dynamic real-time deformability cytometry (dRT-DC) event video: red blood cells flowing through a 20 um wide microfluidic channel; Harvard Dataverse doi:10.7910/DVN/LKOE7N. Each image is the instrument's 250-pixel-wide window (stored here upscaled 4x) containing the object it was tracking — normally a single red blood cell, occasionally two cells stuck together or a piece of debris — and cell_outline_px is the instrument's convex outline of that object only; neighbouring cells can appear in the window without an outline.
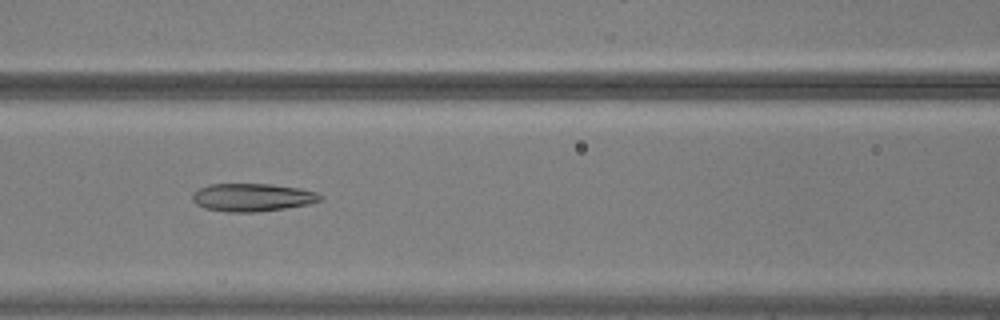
{"species": "common noctule bat (a hibernating species)", "species_latin": "Nyctalus noctula", "temperature_condition": "warm", "stored_images_in_passage": 35, "camera_frame_rate_fps": 3000, "um_per_image_px": 0.085, "animal": {"sex": "male", "body_mass_g": 20.5, "forearm_length_mm": 52.5}, "frame": {"image": 1, "passage_image": 9, "time_ms": 2.667, "image_size_px": [1000, 320], "cell_outline_px": [[320, 200], [308, 204], [260, 212], [228, 212], [204, 208], [196, 204], [192, 200], [192, 196], [196, 188], [208, 184], [272, 184], [300, 188], [316, 192], [320, 196]], "centroid_in_image_um": [21.38, 16.77], "position_along_channel_um": 145.2, "area_um2": 20.87}}
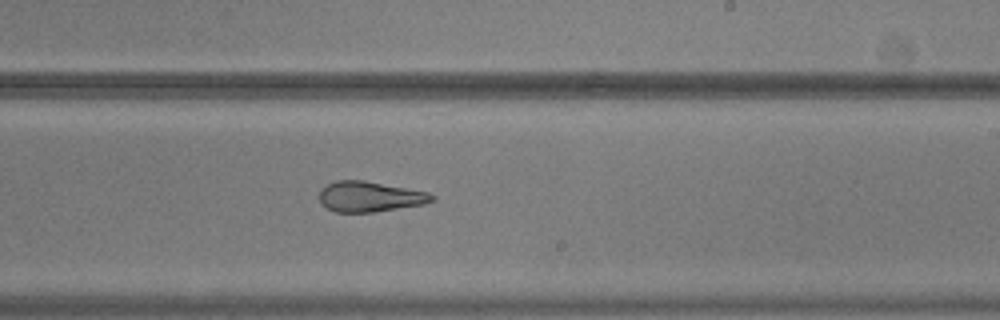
{"frame": {"image": 2, "passage_image": 18, "time_ms": 5.667, "image_size_px": [1000, 320], "cell_outline_px": [[436, 200], [424, 204], [372, 212], [336, 212], [320, 204], [320, 188], [336, 180], [364, 180], [428, 192], [436, 196]], "centroid_in_image_um": [31.43, 16.71], "position_along_channel_um": 257.6, "area_um2": 19.94}}
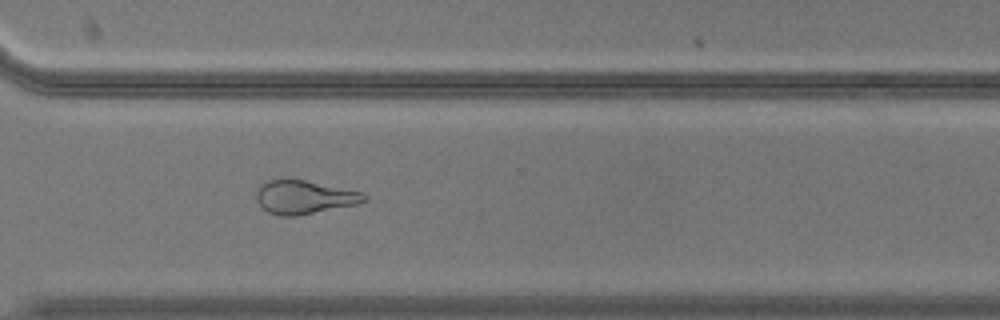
{"frame": {"image": 3, "passage_image": 25, "time_ms": 8.0, "image_size_px": [1000, 320], "cell_outline_px": [[368, 200], [356, 204], [300, 216], [280, 216], [268, 212], [256, 200], [256, 192], [260, 184], [268, 180], [304, 180], [364, 192], [368, 196]], "centroid_in_image_um": [25.88, 16.77], "position_along_channel_um": 344.7, "area_um2": 21.1}}